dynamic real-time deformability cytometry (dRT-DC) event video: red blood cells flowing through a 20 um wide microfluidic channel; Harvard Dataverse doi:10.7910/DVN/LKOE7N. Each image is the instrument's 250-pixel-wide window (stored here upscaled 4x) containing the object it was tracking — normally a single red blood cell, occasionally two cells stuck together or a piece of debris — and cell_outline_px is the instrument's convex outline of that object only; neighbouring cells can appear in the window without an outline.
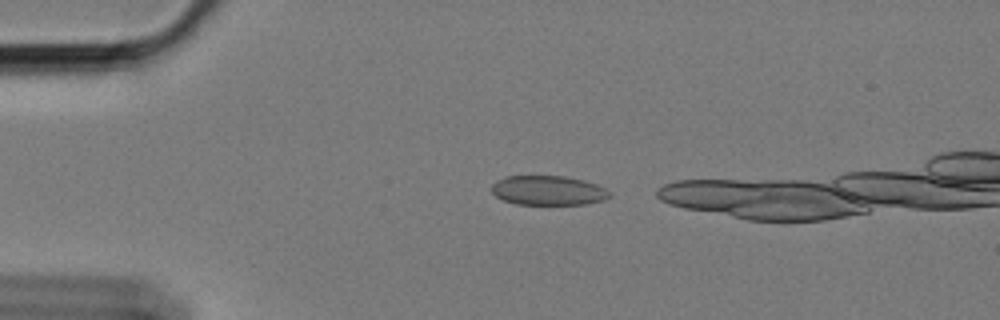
{"species": "Egyptian fruit bat (a non-hibernating species)", "species_latin": "Rousettus aegyptiacus", "temperature_condition": "cold", "stored_images_in_passage": 19, "camera_frame_rate_fps": 3000, "um_per_image_px": 0.085, "animal": {"sex": "female"}, "frame": {"image": 1, "passage_image": 1, "time_ms": 0.0, "image_size_px": [1000, 320], "cell_outline_px": [[608, 196], [604, 200], [588, 204], [516, 204], [504, 200], [496, 196], [492, 192], [492, 184], [496, 180], [504, 176], [564, 176], [584, 180], [596, 184], [604, 188], [608, 192]], "centroid_in_image_um": [46.56, 16.18], "position_along_channel_um": 38.4, "area_um2": 20.17}}
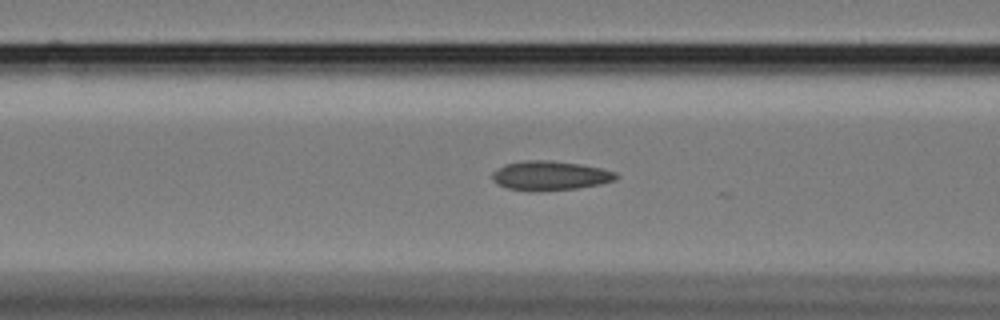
{"frame": {"image": 2, "passage_image": 11, "time_ms": 3.333, "image_size_px": [1000, 320], "cell_outline_px": [[620, 176], [616, 180], [600, 184], [576, 188], [536, 192], [528, 192], [508, 188], [496, 184], [492, 180], [492, 172], [504, 164], [528, 160], [544, 160], [580, 164], [600, 168], [616, 172]], "centroid_in_image_um": [46.73, 14.94], "position_along_channel_um": 119.9, "area_um2": 21.33}}
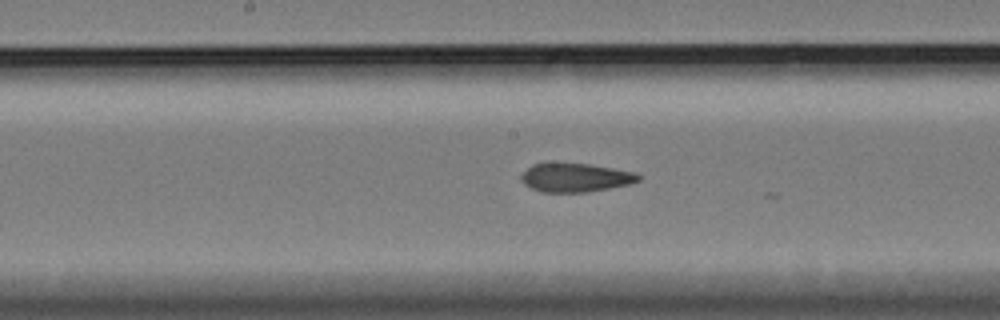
{"frame": {"image": 3, "passage_image": 18, "time_ms": 5.667, "image_size_px": [1000, 320], "cell_outline_px": [[640, 180], [628, 184], [588, 192], [540, 192], [524, 184], [520, 180], [520, 176], [532, 164], [588, 164], [636, 172], [640, 176]], "centroid_in_image_um": [48.9, 15.11], "position_along_channel_um": 199.3, "area_um2": 19.31}}